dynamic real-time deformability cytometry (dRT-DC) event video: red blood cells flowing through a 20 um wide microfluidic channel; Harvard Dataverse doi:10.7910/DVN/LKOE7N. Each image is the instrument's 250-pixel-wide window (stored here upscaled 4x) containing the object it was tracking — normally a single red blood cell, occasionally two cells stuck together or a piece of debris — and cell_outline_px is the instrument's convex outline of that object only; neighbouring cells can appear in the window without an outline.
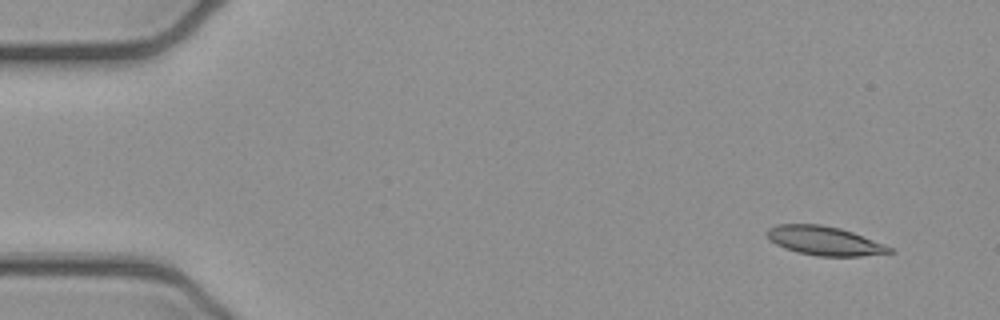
{"species": "common noctule bat (a hibernating species)", "species_latin": "Nyctalus noctula", "temperature_condition": "cold", "stored_images_in_passage": 4, "camera_frame_rate_fps": 3000, "um_per_image_px": 0.085, "animal": {"sex": "female", "body_mass_g": 21.9}, "frame": {"image": 1, "passage_image": 1, "time_ms": 0.0, "image_size_px": [1000, 320], "cell_outline_px": [[896, 252], [860, 256], [816, 256], [796, 252], [784, 248], [776, 244], [764, 232], [768, 228], [776, 224], [820, 224], [840, 228], [852, 232], [884, 244], [892, 248]], "centroid_in_image_um": [70.06, 20.47], "position_along_channel_um": 14.9, "area_um2": 20.69}}